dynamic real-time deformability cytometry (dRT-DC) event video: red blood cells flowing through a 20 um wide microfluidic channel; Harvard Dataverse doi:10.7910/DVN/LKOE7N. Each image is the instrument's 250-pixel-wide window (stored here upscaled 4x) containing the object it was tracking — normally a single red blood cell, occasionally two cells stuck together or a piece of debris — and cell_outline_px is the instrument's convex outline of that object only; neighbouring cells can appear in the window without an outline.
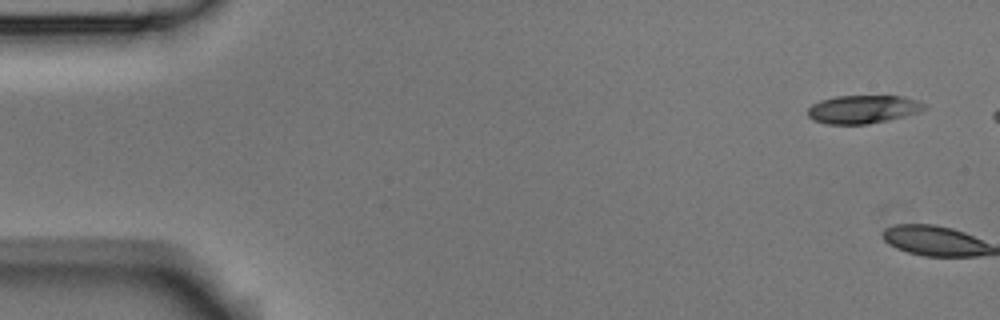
{"species": "Egyptian fruit bat (a non-hibernating species)", "species_latin": "Rousettus aegyptiacus", "temperature_condition": "room temperature", "stored_images_in_passage": 2, "camera_frame_rate_fps": 3000, "um_per_image_px": 0.085, "animal": {"sex": "male"}, "frame": {"image": 1, "passage_image": 1, "time_ms": 0.0, "image_size_px": [1000, 320], "cell_outline_px": [[928, 108], [904, 116], [888, 120], [868, 124], [828, 124], [812, 120], [808, 116], [808, 108], [812, 104], [820, 100], [836, 96], [904, 96], [928, 104]], "centroid_in_image_um": [73.36, 9.28], "position_along_channel_um": 11.6, "area_um2": 19.25}}